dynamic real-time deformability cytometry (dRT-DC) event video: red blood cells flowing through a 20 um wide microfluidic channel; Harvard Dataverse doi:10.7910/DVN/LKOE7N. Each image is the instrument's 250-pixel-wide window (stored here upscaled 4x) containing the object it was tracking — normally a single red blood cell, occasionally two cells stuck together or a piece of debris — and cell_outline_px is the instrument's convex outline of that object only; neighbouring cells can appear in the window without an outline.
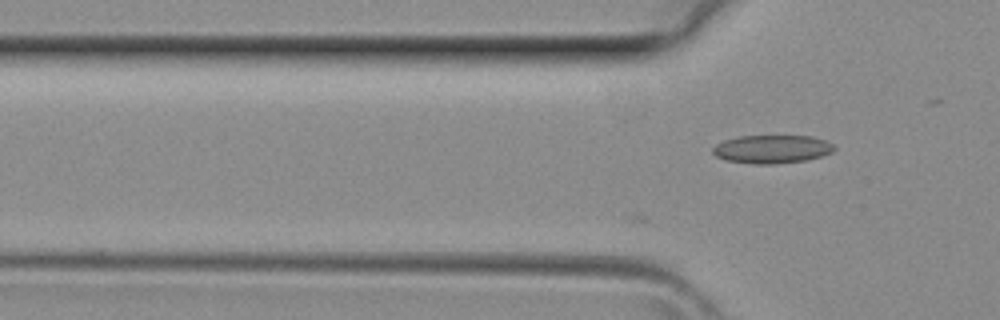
{"species": "common noctule bat (a hibernating species)", "species_latin": "Nyctalus noctula", "temperature_condition": "room temperature", "stored_images_in_passage": 10, "camera_frame_rate_fps": 3000, "um_per_image_px": 0.085, "animal": {"sex": "female", "body_mass_g": 29.2, "forearm_length_mm": 56.3}, "frame": {"image": 1, "passage_image": 10, "time_ms": 3.0, "image_size_px": [1000, 320], "cell_outline_px": [[836, 148], [832, 152], [820, 156], [804, 160], [772, 164], [752, 164], [724, 160], [716, 156], [712, 152], [712, 148], [716, 144], [724, 140], [740, 136], [812, 136], [824, 140], [832, 144]], "centroid_in_image_um": [65.57, 12.67], "position_along_channel_um": 60.2, "area_um2": 19.94}}